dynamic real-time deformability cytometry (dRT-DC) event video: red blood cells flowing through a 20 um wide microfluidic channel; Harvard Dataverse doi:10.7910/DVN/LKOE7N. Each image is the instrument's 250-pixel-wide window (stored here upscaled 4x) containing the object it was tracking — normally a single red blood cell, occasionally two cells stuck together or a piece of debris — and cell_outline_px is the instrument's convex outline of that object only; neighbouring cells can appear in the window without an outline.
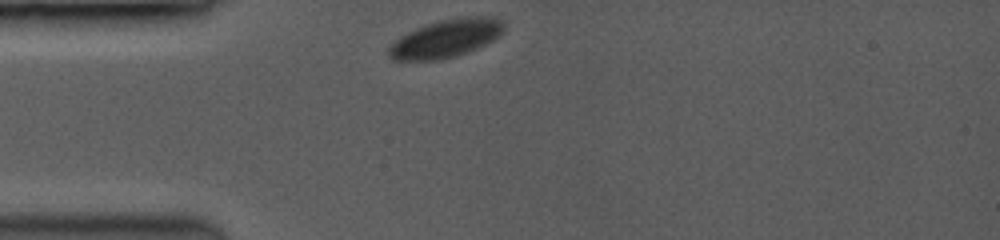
{"species": "common noctule bat (a hibernating species)", "species_latin": "Nyctalus noctula", "temperature_condition": "room temperature", "stored_images_in_passage": 30, "camera_frame_rate_fps": 3500, "um_per_image_px": 0.085, "animal": {"sex": "female", "body_mass_g": 19.0, "forearm_length_mm": 53.3}, "frame": {"image": 1, "passage_image": 1, "time_ms": 0.0, "image_size_px": [1000, 240], "cell_outline_px": [[504, 32], [492, 40], [476, 48], [452, 56], [436, 60], [396, 60], [388, 52], [388, 48], [392, 40], [424, 24], [436, 20], [468, 16], [492, 16], [504, 20]], "centroid_in_image_um": [37.91, 3.23], "position_along_channel_um": 47.1, "area_um2": 25.43}}
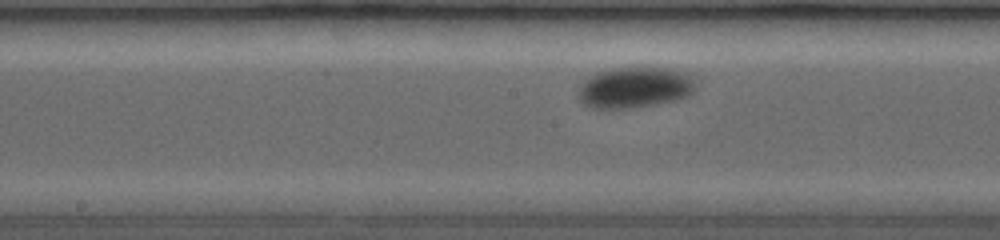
{"frame": {"image": 2, "passage_image": 14, "time_ms": 4.571, "image_size_px": [1000, 240], "cell_outline_px": [[696, 76], [692, 88], [684, 96], [668, 100], [620, 108], [596, 108], [588, 104], [580, 96], [580, 88], [584, 80], [588, 76], [596, 72], [608, 68], [672, 68], [692, 72]], "centroid_in_image_um": [53.97, 7.36], "position_along_channel_um": 194.2, "area_um2": 26.99}}
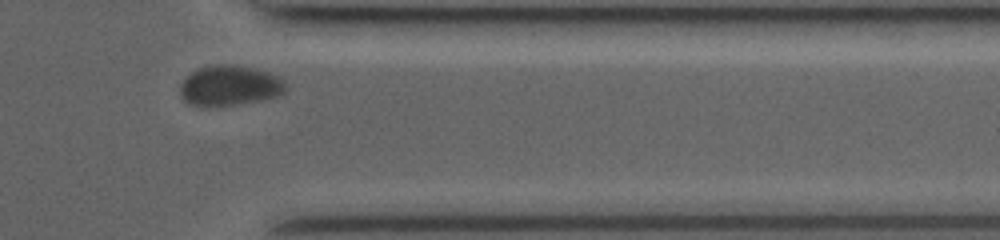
{"frame": {"image": 3, "passage_image": 27, "time_ms": 10.0, "image_size_px": [1000, 240], "cell_outline_px": [[288, 88], [280, 96], [264, 100], [236, 104], [188, 104], [180, 96], [180, 84], [192, 72], [200, 68], [248, 68], [264, 72], [276, 76], [288, 84]], "centroid_in_image_um": [19.57, 7.34], "position_along_channel_um": 391.8, "area_um2": 23.29}}